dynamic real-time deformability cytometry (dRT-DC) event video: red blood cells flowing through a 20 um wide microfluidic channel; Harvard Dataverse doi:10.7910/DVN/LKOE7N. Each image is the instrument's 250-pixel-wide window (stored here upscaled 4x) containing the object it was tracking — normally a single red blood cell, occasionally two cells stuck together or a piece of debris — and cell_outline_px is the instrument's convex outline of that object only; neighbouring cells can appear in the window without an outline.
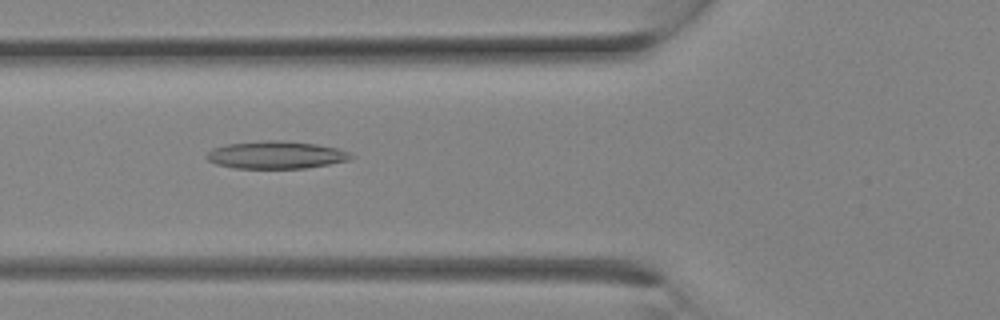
{"species": "Egyptian fruit bat (a non-hibernating species)", "species_latin": "Rousettus aegyptiacus", "temperature_condition": "room temperature", "stored_images_in_passage": 6, "camera_frame_rate_fps": 3000, "um_per_image_px": 0.085, "animal": {"sex": "female"}, "frame": {"image": 1, "passage_image": 3, "time_ms": 0.667, "image_size_px": [1000, 320], "cell_outline_px": [[356, 156], [348, 160], [328, 164], [304, 168], [236, 168], [216, 164], [208, 160], [204, 156], [212, 148], [228, 144], [268, 140], [276, 140], [316, 144], [336, 148], [348, 152]], "centroid_in_image_um": [23.44, 13.17], "position_along_channel_um": 102.4, "area_um2": 22.95}}
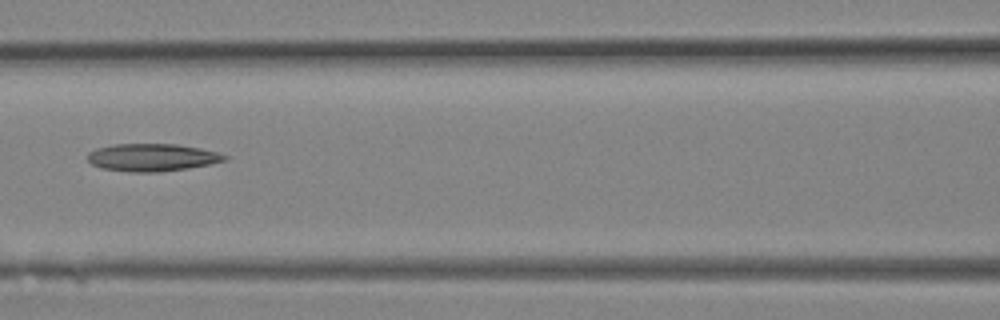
{"frame": {"image": 2, "passage_image": 5, "time_ms": 1.333, "image_size_px": [1000, 320], "cell_outline_px": [[228, 160], [212, 164], [188, 168], [160, 172], [132, 172], [100, 168], [92, 164], [88, 160], [88, 152], [96, 148], [112, 144], [176, 144], [200, 148], [216, 152], [228, 156]], "centroid_in_image_um": [12.93, 13.38], "position_along_channel_um": 153.7, "area_um2": 22.14}}